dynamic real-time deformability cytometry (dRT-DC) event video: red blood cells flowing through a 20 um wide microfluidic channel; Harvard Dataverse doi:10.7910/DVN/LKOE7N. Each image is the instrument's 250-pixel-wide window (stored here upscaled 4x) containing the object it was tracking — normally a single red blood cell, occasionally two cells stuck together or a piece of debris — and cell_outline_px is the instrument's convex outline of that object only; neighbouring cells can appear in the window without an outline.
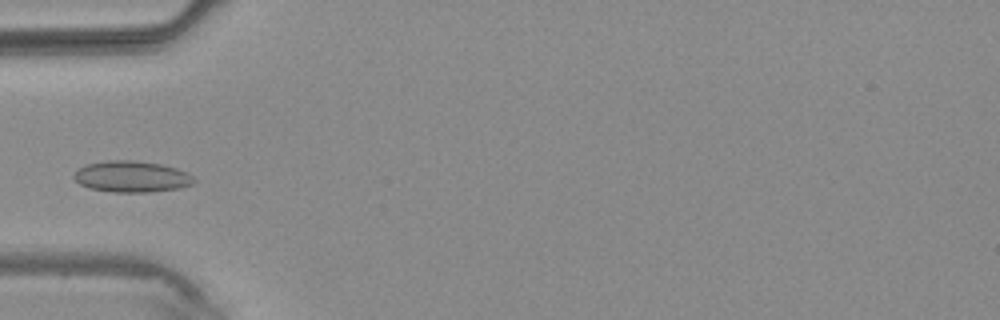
{"species": "common noctule bat (a hibernating species)", "species_latin": "Nyctalus noctula", "temperature_condition": "warm", "stored_images_in_passage": 4, "camera_frame_rate_fps": 3000, "um_per_image_px": 0.085, "animal": {"sex": "male", "body_mass_g": 20.4}, "frame": {"image": 1, "passage_image": 4, "time_ms": 3.333, "image_size_px": [1000, 320], "cell_outline_px": [[196, 180], [192, 184], [180, 188], [148, 192], [112, 192], [92, 188], [80, 184], [72, 176], [84, 164], [108, 160], [132, 160], [160, 164], [176, 168], [188, 172]], "centroid_in_image_um": [11.2, 15.0], "position_along_channel_um": 73.8, "area_um2": 21.79}}